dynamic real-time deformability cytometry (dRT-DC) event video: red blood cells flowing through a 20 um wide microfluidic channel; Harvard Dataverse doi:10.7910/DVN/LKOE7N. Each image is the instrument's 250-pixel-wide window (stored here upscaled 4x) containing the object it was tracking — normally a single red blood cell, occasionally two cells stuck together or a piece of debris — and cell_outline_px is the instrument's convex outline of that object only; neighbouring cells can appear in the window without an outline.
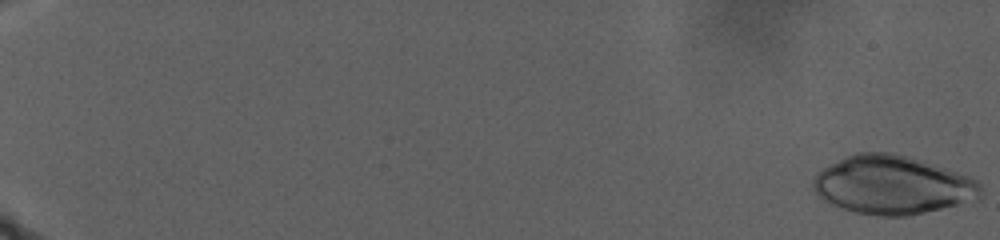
{"species": "human", "species_latin": "Homo sapiens", "temperature_condition": "warm", "stored_images_in_passage": 89, "camera_frame_rate_fps": 3000, "um_per_image_px": 0.085, "donor": {"sex": "male"}, "frame": {"image": 1, "passage_image": 1, "time_ms": 0.0, "image_size_px": [1000, 240], "cell_outline_px": [[984, 192], [980, 200], [908, 216], [880, 216], [852, 212], [832, 204], [824, 200], [812, 188], [812, 180], [816, 172], [856, 152], [892, 152], [908, 156], [968, 176], [976, 180], [980, 184]], "centroid_in_image_um": [75.89, 15.74], "position_along_channel_um": 9.1, "area_um2": 57.22}}
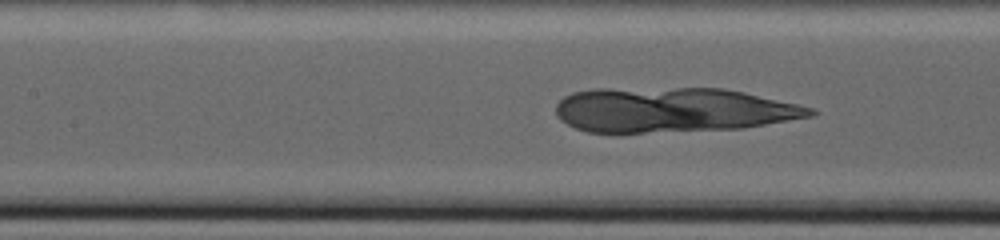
{"frame": {"image": 2, "passage_image": 49, "time_ms": 19.667, "image_size_px": [1000, 240], "cell_outline_px": [[820, 112], [816, 116], [744, 128], [644, 132], [588, 132], [576, 128], [560, 120], [556, 116], [556, 104], [564, 96], [572, 92], [596, 88], [724, 88], [744, 92], [796, 104], [812, 108]], "centroid_in_image_um": [57.19, 9.33], "position_along_channel_um": 150.2, "area_um2": 66.47}}
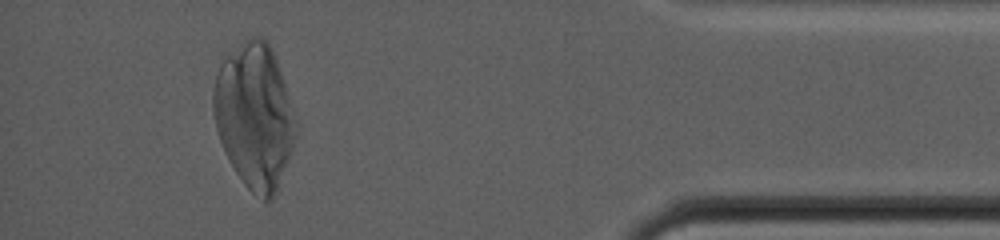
{"frame": {"image": 3, "passage_image": 84, "time_ms": 35.0, "image_size_px": [1000, 240], "cell_outline_px": [[296, 136], [288, 160], [276, 192], [268, 200], [264, 200], [252, 192], [244, 184], [228, 160], [224, 152], [216, 128], [212, 108], [212, 92], [216, 72], [224, 52], [244, 40], [252, 36], [260, 36], [268, 40], [272, 48], [296, 120]], "centroid_in_image_um": [21.58, 9.78], "position_along_channel_um": 413.6, "area_um2": 69.76}}